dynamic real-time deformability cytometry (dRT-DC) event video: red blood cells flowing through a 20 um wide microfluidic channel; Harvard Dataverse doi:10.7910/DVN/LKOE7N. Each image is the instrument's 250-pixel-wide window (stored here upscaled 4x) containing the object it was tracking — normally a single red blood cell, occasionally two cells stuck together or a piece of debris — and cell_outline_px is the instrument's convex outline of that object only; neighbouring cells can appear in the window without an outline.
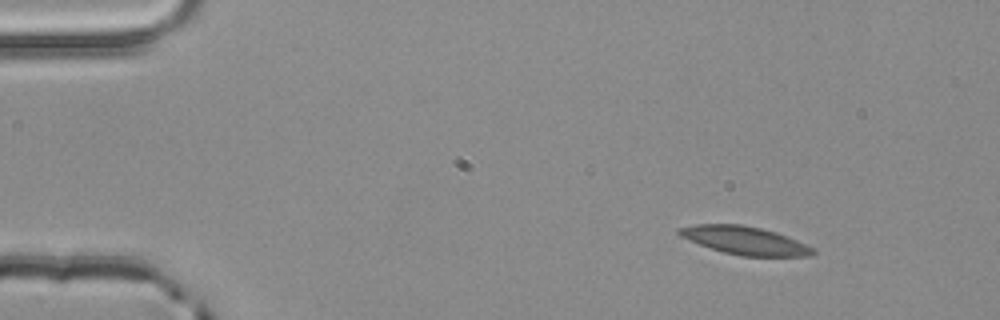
{"species": "common noctule bat (a hibernating species)", "species_latin": "Nyctalus noctula", "temperature_condition": "room temperature", "stored_images_in_passage": 3, "camera_frame_rate_fps": 3000, "um_per_image_px": 0.085, "animal": {"sex": "male", "body_mass_g": 20.4}, "frame": {"image": 1, "passage_image": 1, "time_ms": 0.0, "image_size_px": [1000, 320], "cell_outline_px": [[816, 252], [812, 256], [740, 256], [724, 252], [700, 244], [680, 236], [676, 232], [676, 228], [696, 224], [740, 224], [760, 228], [776, 232], [796, 240], [812, 248]], "centroid_in_image_um": [63.28, 20.43], "position_along_channel_um": 21.7, "area_um2": 21.68}}